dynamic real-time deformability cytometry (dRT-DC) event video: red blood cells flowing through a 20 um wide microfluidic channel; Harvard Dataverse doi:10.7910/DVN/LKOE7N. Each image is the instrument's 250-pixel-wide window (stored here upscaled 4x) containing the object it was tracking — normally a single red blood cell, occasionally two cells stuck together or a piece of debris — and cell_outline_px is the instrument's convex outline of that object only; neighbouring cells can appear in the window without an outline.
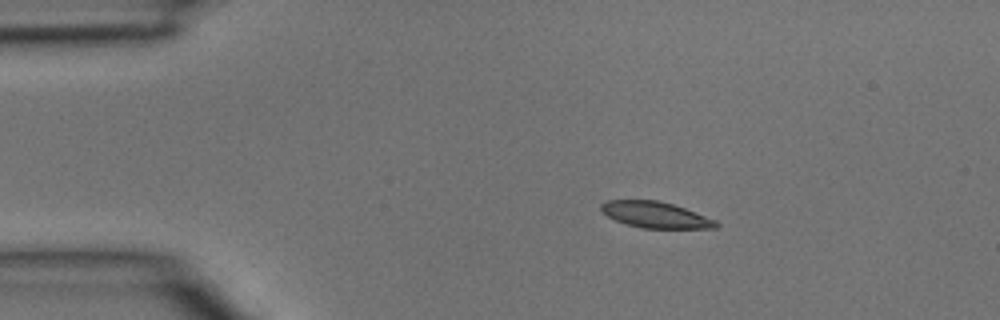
{"species": "common noctule bat (a hibernating species)", "species_latin": "Nyctalus noctula", "temperature_condition": "room temperature", "stored_images_in_passage": 4, "camera_frame_rate_fps": 3000, "um_per_image_px": 0.085, "animal": {"sex": "male", "body_mass_g": 15.6}, "frame": {"image": 1, "passage_image": 2, "time_ms": 0.333, "image_size_px": [1000, 320], "cell_outline_px": [[720, 224], [716, 228], [640, 228], [616, 220], [600, 212], [600, 204], [608, 200], [656, 200], [672, 204], [684, 208], [716, 220]], "centroid_in_image_um": [55.69, 18.26], "position_along_channel_um": 29.3, "area_um2": 17.4}}
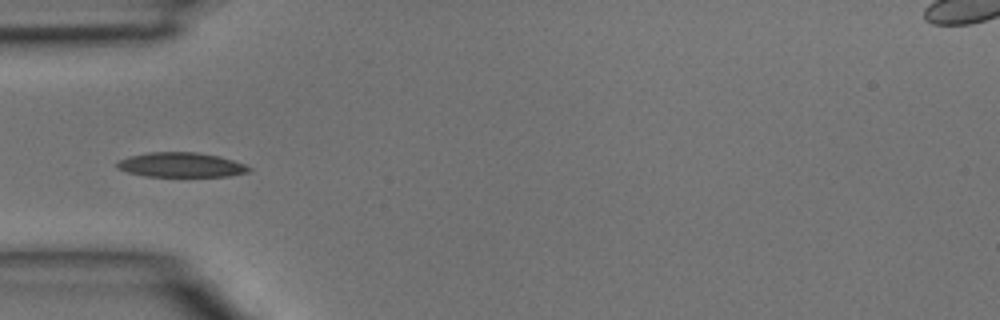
{"frame": {"image": 2, "passage_image": 3, "time_ms": 0.667, "image_size_px": [1000, 320], "cell_outline_px": [[252, 168], [248, 172], [228, 176], [144, 176], [128, 172], [116, 168], [116, 164], [120, 160], [128, 156], [148, 152], [196, 152], [220, 156], [244, 164]], "centroid_in_image_um": [15.37, 14.01], "position_along_channel_um": 69.6, "area_um2": 18.9}}